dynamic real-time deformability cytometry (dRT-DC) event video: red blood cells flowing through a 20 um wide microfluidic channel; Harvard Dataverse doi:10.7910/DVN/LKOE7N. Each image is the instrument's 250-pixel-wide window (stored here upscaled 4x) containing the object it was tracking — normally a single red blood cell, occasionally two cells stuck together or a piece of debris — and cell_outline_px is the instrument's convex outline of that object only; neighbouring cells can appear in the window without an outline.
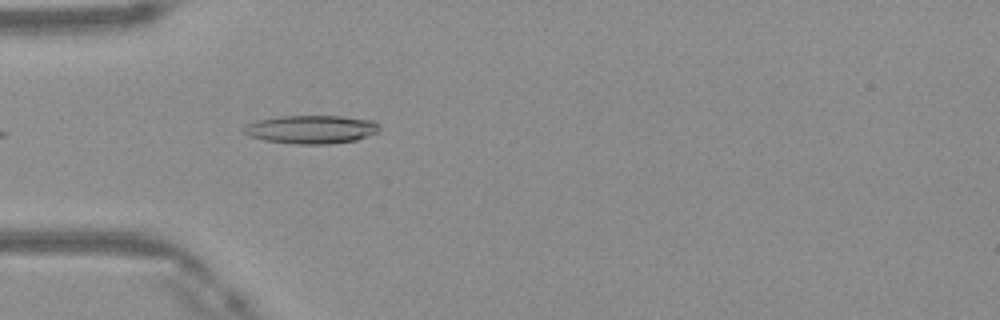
{"species": "Egyptian fruit bat (a non-hibernating species)", "species_latin": "Rousettus aegyptiacus", "temperature_condition": "warm", "stored_images_in_passage": 21, "camera_frame_rate_fps": 3000, "um_per_image_px": 0.085, "frame": {"image": 1, "passage_image": 1, "time_ms": 0.0, "image_size_px": [1000, 320], "cell_outline_px": [[380, 132], [356, 140], [328, 144], [296, 144], [264, 140], [248, 136], [240, 128], [256, 120], [280, 116], [340, 116], [372, 120], [380, 124]], "centroid_in_image_um": [26.46, 11.0], "position_along_channel_um": 58.5, "area_um2": 22.6}}
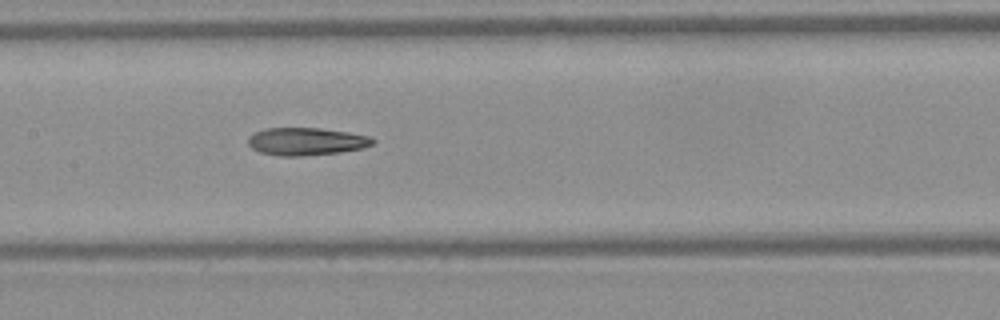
{"frame": {"image": 2, "passage_image": 10, "time_ms": 3.0, "image_size_px": [1000, 320], "cell_outline_px": [[376, 140], [372, 144], [364, 148], [340, 152], [300, 156], [280, 156], [260, 152], [252, 148], [248, 144], [248, 136], [264, 128], [320, 128], [348, 132], [372, 136]], "centroid_in_image_um": [26.05, 12.02], "position_along_channel_um": 181.3, "area_um2": 20.17}}
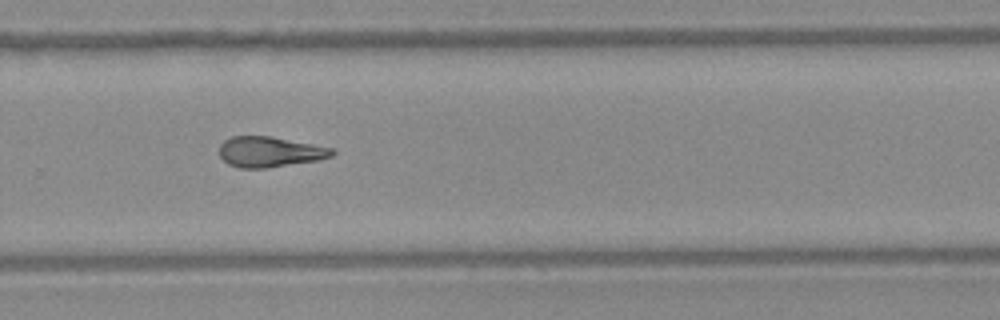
{"frame": {"image": 3, "passage_image": 19, "time_ms": 6.0, "image_size_px": [1000, 320], "cell_outline_px": [[336, 152], [332, 156], [320, 160], [264, 168], [240, 168], [228, 164], [220, 156], [220, 144], [224, 140], [232, 136], [272, 136], [332, 148]], "centroid_in_image_um": [22.93, 12.9], "position_along_channel_um": 306.9, "area_um2": 20.0}}